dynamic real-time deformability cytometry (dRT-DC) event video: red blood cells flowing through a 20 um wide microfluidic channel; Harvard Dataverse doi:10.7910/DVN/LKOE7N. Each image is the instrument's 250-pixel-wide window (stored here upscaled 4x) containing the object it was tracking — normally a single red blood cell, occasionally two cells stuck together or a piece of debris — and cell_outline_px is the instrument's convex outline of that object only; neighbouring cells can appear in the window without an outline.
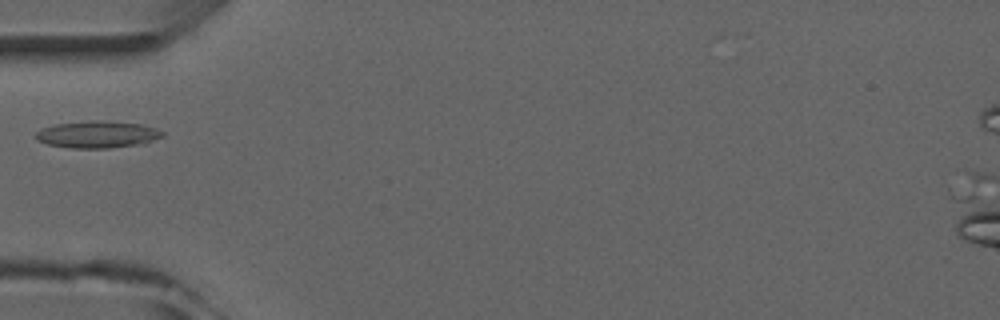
{"species": "common noctule bat (a hibernating species)", "species_latin": "Nyctalus noctula", "temperature_condition": "room temperature", "stored_images_in_passage": 2, "camera_frame_rate_fps": 3000, "um_per_image_px": 0.085, "animal": {"sex": "male", "forearm_length_mm": 52.5}, "frame": {"image": 1, "passage_image": 1, "time_ms": 0.0, "image_size_px": [1000, 320], "cell_outline_px": [[164, 136], [144, 144], [108, 148], [68, 148], [48, 144], [36, 140], [36, 132], [40, 128], [56, 124], [88, 120], [96, 120], [140, 124], [156, 128], [164, 132]], "centroid_in_image_um": [8.28, 11.43], "position_along_channel_um": 76.7, "area_um2": 20.06}}
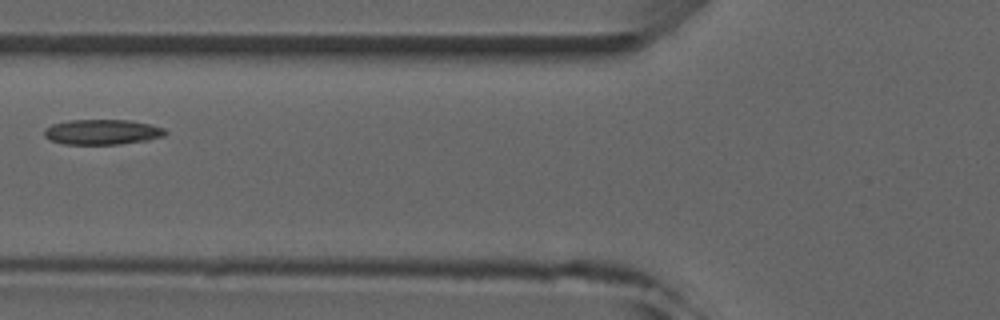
{"frame": {"image": 2, "passage_image": 2, "time_ms": 1.0, "image_size_px": [1000, 320], "cell_outline_px": [[168, 132], [164, 136], [148, 140], [120, 144], [64, 144], [48, 140], [44, 136], [44, 128], [52, 124], [68, 120], [128, 120], [148, 124], [164, 128]], "centroid_in_image_um": [8.65, 11.22], "position_along_channel_um": 117.1, "area_um2": 17.86}}